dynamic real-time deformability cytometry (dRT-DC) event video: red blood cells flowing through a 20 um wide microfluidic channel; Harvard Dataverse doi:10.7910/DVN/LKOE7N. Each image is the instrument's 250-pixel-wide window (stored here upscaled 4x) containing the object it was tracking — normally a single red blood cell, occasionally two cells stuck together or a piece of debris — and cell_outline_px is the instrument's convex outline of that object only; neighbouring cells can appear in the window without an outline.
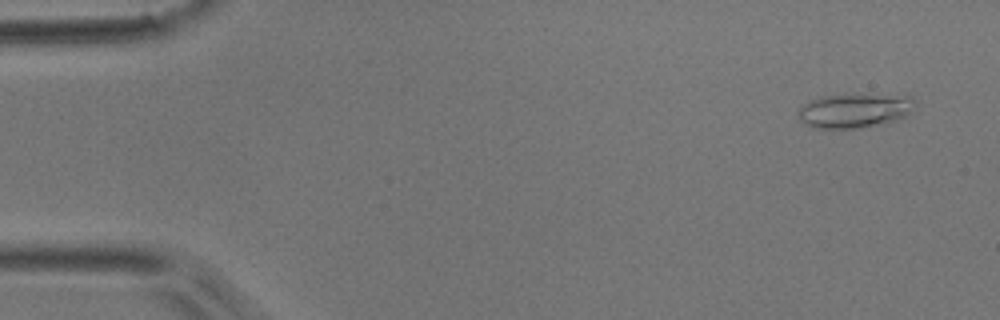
{"species": "common noctule bat (a hibernating species)", "species_latin": "Nyctalus noctula", "temperature_condition": "room temperature", "stored_images_in_passage": 51, "camera_frame_rate_fps": 3000, "um_per_image_px": 0.085, "animal": {"sex": "male", "body_mass_g": 17.9}, "frame": {"image": 1, "passage_image": 3, "time_ms": 0.667, "image_size_px": [1000, 320], "cell_outline_px": [[916, 100], [912, 112], [908, 116], [900, 120], [884, 124], [856, 128], [812, 128], [804, 124], [800, 120], [796, 112], [808, 100], [824, 96], [912, 96]], "centroid_in_image_um": [72.65, 9.44], "position_along_channel_um": 12.4, "area_um2": 23.24}}
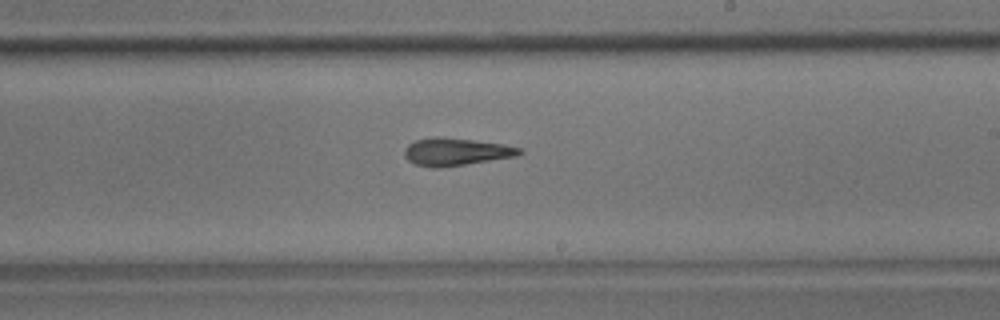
{"frame": {"image": 2, "passage_image": 30, "time_ms": 9.667, "image_size_px": [1000, 320], "cell_outline_px": [[524, 152], [516, 156], [440, 168], [432, 168], [416, 164], [408, 160], [404, 156], [404, 148], [408, 144], [416, 140], [432, 136], [440, 136], [504, 144], [524, 148]], "centroid_in_image_um": [38.75, 12.89], "position_along_channel_um": 250.3, "area_um2": 18.61}}
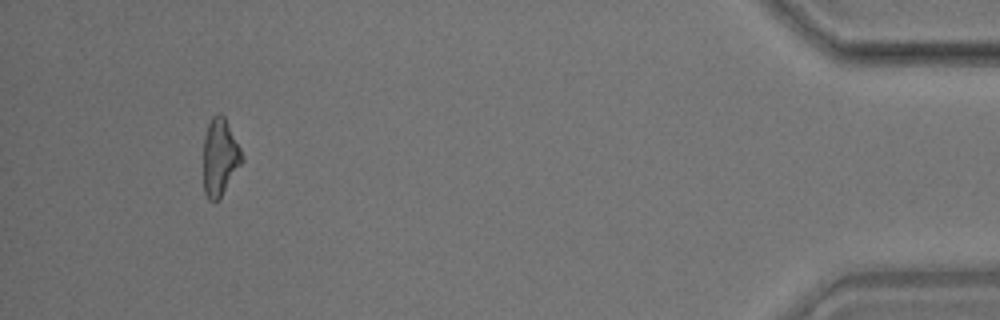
{"frame": {"image": 3, "passage_image": 48, "time_ms": 15.667, "image_size_px": [1000, 320], "cell_outline_px": [[244, 160], [220, 200], [208, 200], [204, 192], [204, 136], [208, 124], [212, 116], [216, 112], [220, 112], [224, 116], [244, 156]], "centroid_in_image_um": [18.7, 13.37], "position_along_channel_um": 416.5, "area_um2": 17.51}, "authors_computed_cell_mechanics": {"area_um2": 18.496, "velocity_mm_per_s": 3.911, "shape_relaxation_time_tau1_ms": null, "shape_relaxation_time_tau2_ms": 4.6786, "deformation_change_tau1": null, "deformation_change_tau2": 0.1782}}